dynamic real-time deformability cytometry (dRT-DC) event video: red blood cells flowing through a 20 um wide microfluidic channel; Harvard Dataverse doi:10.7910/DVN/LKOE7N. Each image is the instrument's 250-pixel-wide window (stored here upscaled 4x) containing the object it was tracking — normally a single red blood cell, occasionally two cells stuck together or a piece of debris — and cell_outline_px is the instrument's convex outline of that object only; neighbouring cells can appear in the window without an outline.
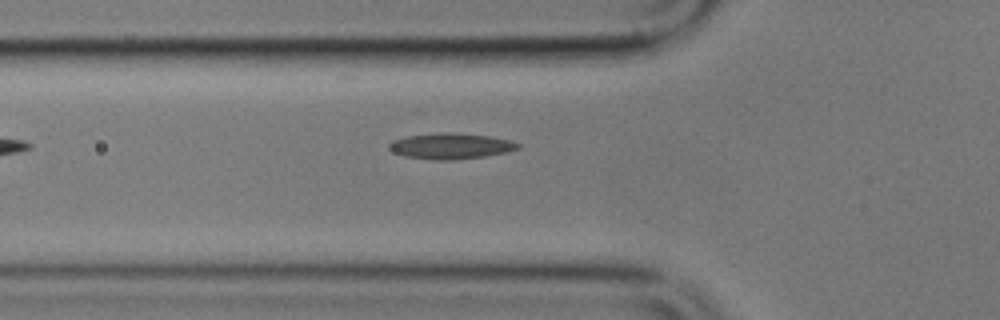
{"species": "common noctule bat (a hibernating species)", "species_latin": "Nyctalus noctula", "temperature_condition": "cold", "stored_images_in_passage": 5, "camera_frame_rate_fps": 3000, "um_per_image_px": 0.085, "animal": {"sex": "male", "body_mass_g": 17.9}, "frame": {"image": 1, "passage_image": 5, "time_ms": 5.667, "image_size_px": [1000, 320], "cell_outline_px": [[520, 148], [508, 152], [484, 156], [452, 160], [432, 160], [404, 156], [392, 152], [388, 148], [388, 144], [392, 140], [408, 136], [444, 132], [452, 132], [488, 136], [512, 140], [520, 144]], "centroid_in_image_um": [38.31, 12.42], "position_along_channel_um": 87.5, "area_um2": 19.48}}